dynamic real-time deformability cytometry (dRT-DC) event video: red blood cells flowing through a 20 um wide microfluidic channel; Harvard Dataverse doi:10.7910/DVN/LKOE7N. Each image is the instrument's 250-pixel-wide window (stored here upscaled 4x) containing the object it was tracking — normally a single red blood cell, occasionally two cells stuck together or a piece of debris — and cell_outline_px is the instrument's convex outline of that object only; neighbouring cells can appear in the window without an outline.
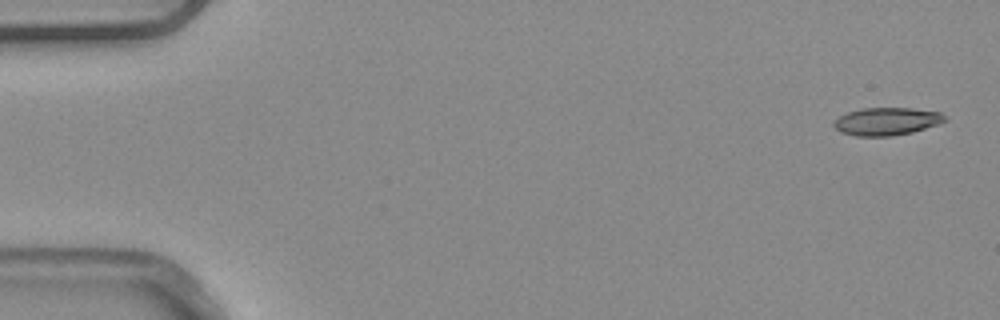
{"species": "common noctule bat (a hibernating species)", "species_latin": "Nyctalus noctula", "temperature_condition": "warm", "stored_images_in_passage": 5, "camera_frame_rate_fps": 3000, "um_per_image_px": 0.085, "animal": {"sex": "male", "body_mass_g": 20.4}, "frame": {"image": 1, "passage_image": 1, "time_ms": 0.0, "image_size_px": [1000, 320], "cell_outline_px": [[948, 120], [940, 124], [912, 132], [892, 136], [856, 136], [840, 132], [832, 124], [840, 116], [848, 112], [864, 108], [912, 108], [940, 112]], "centroid_in_image_um": [75.39, 10.32], "position_along_channel_um": 9.6, "area_um2": 17.92}}
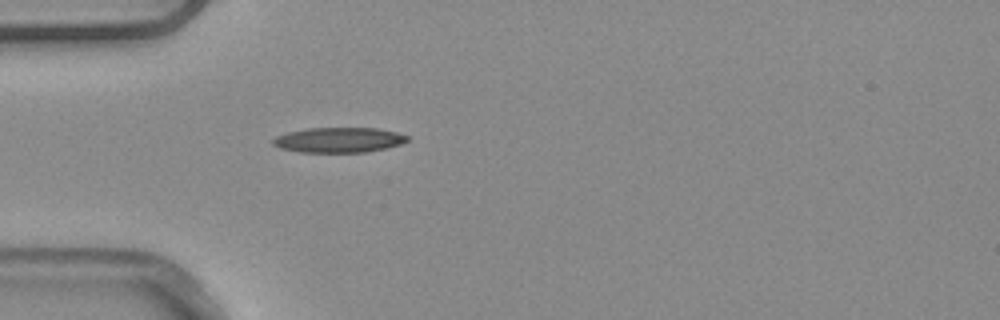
{"frame": {"image": 2, "passage_image": 5, "time_ms": 1.333, "image_size_px": [1000, 320], "cell_outline_px": [[408, 140], [400, 144], [384, 148], [364, 152], [300, 152], [280, 148], [272, 144], [272, 140], [276, 136], [288, 132], [308, 128], [376, 128], [396, 132], [408, 136]], "centroid_in_image_um": [28.76, 11.89], "position_along_channel_um": 56.2, "area_um2": 19.48}}